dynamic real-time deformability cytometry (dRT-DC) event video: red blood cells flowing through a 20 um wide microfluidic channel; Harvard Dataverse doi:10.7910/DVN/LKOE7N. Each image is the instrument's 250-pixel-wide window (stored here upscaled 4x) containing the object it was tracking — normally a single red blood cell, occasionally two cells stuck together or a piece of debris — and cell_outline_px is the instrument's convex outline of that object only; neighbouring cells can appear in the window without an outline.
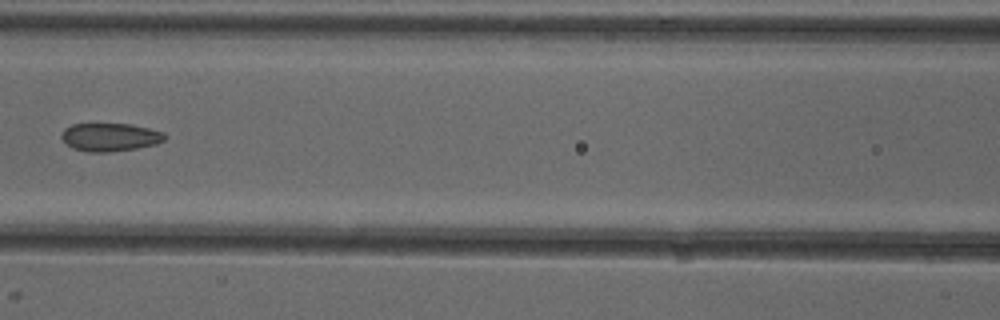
{"species": "common noctule bat (a hibernating species)", "species_latin": "Nyctalus noctula", "temperature_condition": "cold", "stored_images_in_passage": 5, "camera_frame_rate_fps": 3000, "um_per_image_px": 0.085, "animal": {"sex": "female"}, "frame": {"image": 1, "passage_image": 4, "time_ms": 3.667, "image_size_px": [1000, 320], "cell_outline_px": [[164, 140], [156, 144], [136, 148], [108, 152], [88, 152], [72, 148], [60, 136], [64, 128], [72, 124], [132, 124], [164, 132]], "centroid_in_image_um": [9.33, 11.65], "position_along_channel_um": 157.3, "area_um2": 16.82}}
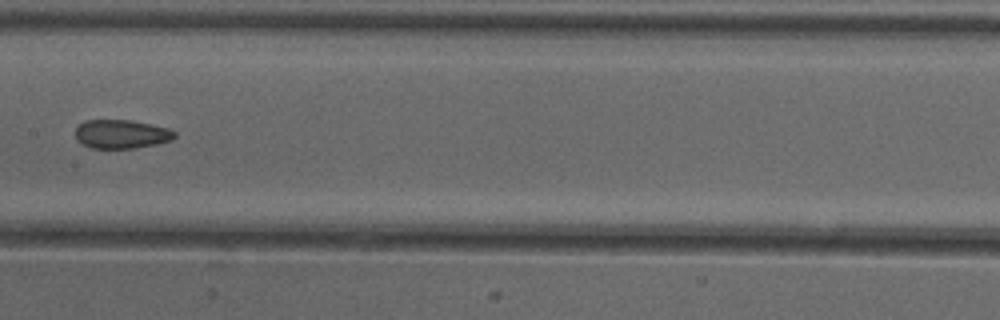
{"frame": {"image": 2, "passage_image": 5, "time_ms": 4.667, "image_size_px": [1000, 320], "cell_outline_px": [[176, 136], [172, 140], [156, 144], [136, 148], [92, 148], [76, 140], [76, 128], [84, 120], [128, 120], [152, 124], [168, 128], [176, 132]], "centroid_in_image_um": [10.34, 11.39], "position_along_channel_um": 197.1, "area_um2": 16.65}}